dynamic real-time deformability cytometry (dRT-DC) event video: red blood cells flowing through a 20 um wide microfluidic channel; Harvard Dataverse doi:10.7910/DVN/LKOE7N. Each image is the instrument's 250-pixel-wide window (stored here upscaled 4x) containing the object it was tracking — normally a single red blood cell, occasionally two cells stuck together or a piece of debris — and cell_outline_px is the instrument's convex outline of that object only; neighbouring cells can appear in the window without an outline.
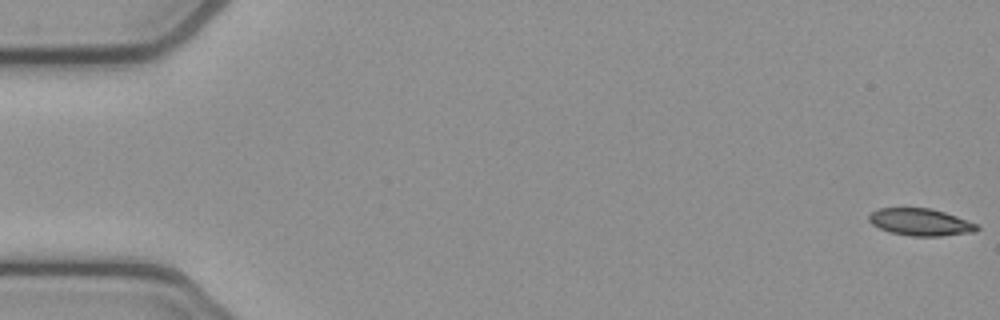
{"species": "common noctule bat (a hibernating species)", "species_latin": "Nyctalus noctula", "temperature_condition": "cold", "stored_images_in_passage": 15, "camera_frame_rate_fps": 3000, "um_per_image_px": 0.085, "animal": {"sex": "female", "body_mass_g": 21.9}, "frame": {"image": 1, "passage_image": 1, "time_ms": 0.0, "image_size_px": [1000, 320], "cell_outline_px": [[980, 228], [976, 232], [940, 236], [912, 236], [888, 232], [872, 224], [868, 220], [868, 216], [872, 212], [880, 208], [932, 208], [980, 224]], "centroid_in_image_um": [78.28, 18.88], "position_along_channel_um": 6.7, "area_um2": 17.22}}
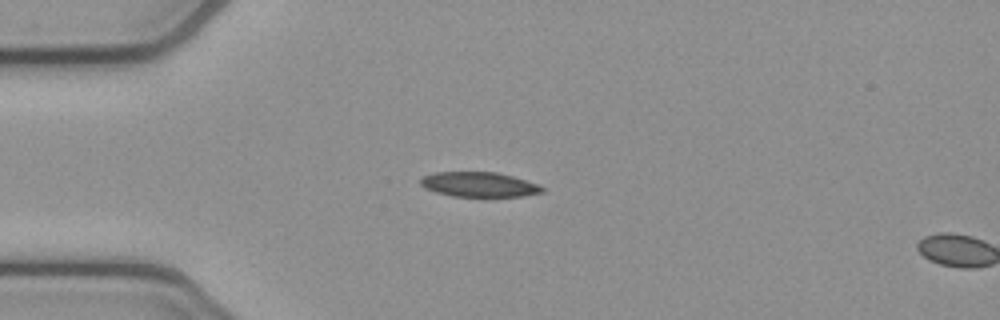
{"frame": {"image": 2, "passage_image": 14, "time_ms": 4.333, "image_size_px": [1000, 320], "cell_outline_px": [[544, 192], [524, 196], [452, 196], [436, 192], [424, 188], [420, 184], [420, 180], [424, 176], [436, 172], [496, 172], [512, 176], [536, 184], [544, 188]], "centroid_in_image_um": [40.7, 15.68], "position_along_channel_um": 44.3, "area_um2": 17.4}}